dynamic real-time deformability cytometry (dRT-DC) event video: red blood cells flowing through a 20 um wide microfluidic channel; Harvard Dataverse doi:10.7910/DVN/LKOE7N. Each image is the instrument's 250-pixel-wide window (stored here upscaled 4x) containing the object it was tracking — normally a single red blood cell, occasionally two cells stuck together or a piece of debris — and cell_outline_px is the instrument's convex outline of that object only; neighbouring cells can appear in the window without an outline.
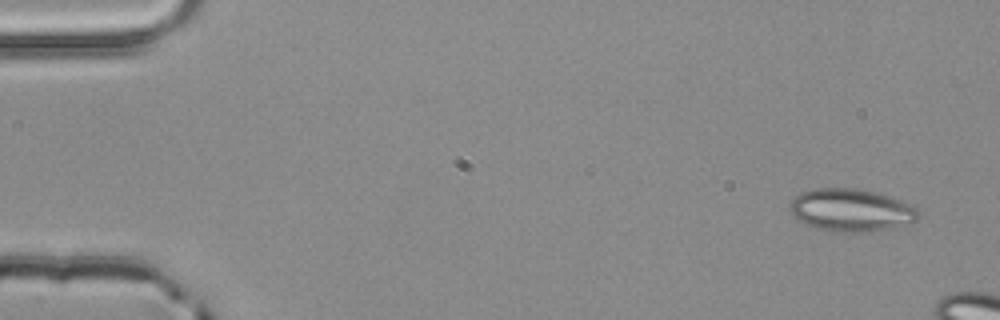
{"species": "common noctule bat (a hibernating species)", "species_latin": "Nyctalus noctula", "temperature_condition": "room temperature", "stored_images_in_passage": 3, "camera_frame_rate_fps": 3000, "um_per_image_px": 0.085, "animal": {"sex": "male", "body_mass_g": 20.4}, "frame": {"image": 1, "passage_image": 1, "time_ms": 0.0, "image_size_px": [1000, 320], "cell_outline_px": [[920, 216], [916, 220], [892, 228], [868, 232], [852, 232], [816, 228], [800, 220], [792, 212], [788, 204], [800, 192], [816, 188], [856, 188], [888, 196], [916, 204], [920, 212]], "centroid_in_image_um": [72.41, 17.84], "position_along_channel_um": 12.6, "area_um2": 31.73}}